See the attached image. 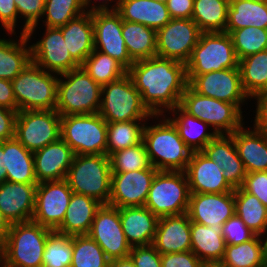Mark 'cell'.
Returning <instances> with one entry per match:
<instances>
[{
  "label": "cell",
  "instance_id": "41",
  "mask_svg": "<svg viewBox=\"0 0 267 267\" xmlns=\"http://www.w3.org/2000/svg\"><path fill=\"white\" fill-rule=\"evenodd\" d=\"M149 120H133L107 123L106 155L139 144L143 140V130Z\"/></svg>",
  "mask_w": 267,
  "mask_h": 267
},
{
  "label": "cell",
  "instance_id": "2",
  "mask_svg": "<svg viewBox=\"0 0 267 267\" xmlns=\"http://www.w3.org/2000/svg\"><path fill=\"white\" fill-rule=\"evenodd\" d=\"M153 118L159 123L146 122L142 140L151 165L158 171H185L193 151L165 115H154Z\"/></svg>",
  "mask_w": 267,
  "mask_h": 267
},
{
  "label": "cell",
  "instance_id": "20",
  "mask_svg": "<svg viewBox=\"0 0 267 267\" xmlns=\"http://www.w3.org/2000/svg\"><path fill=\"white\" fill-rule=\"evenodd\" d=\"M187 214L191 222L206 226L223 225L235 214L234 191L190 193Z\"/></svg>",
  "mask_w": 267,
  "mask_h": 267
},
{
  "label": "cell",
  "instance_id": "39",
  "mask_svg": "<svg viewBox=\"0 0 267 267\" xmlns=\"http://www.w3.org/2000/svg\"><path fill=\"white\" fill-rule=\"evenodd\" d=\"M228 7V0H194L191 19L202 32H225Z\"/></svg>",
  "mask_w": 267,
  "mask_h": 267
},
{
  "label": "cell",
  "instance_id": "65",
  "mask_svg": "<svg viewBox=\"0 0 267 267\" xmlns=\"http://www.w3.org/2000/svg\"><path fill=\"white\" fill-rule=\"evenodd\" d=\"M205 267H219L218 265H206Z\"/></svg>",
  "mask_w": 267,
  "mask_h": 267
},
{
  "label": "cell",
  "instance_id": "23",
  "mask_svg": "<svg viewBox=\"0 0 267 267\" xmlns=\"http://www.w3.org/2000/svg\"><path fill=\"white\" fill-rule=\"evenodd\" d=\"M36 187L37 184L8 181L0 184V210L10 224L32 220Z\"/></svg>",
  "mask_w": 267,
  "mask_h": 267
},
{
  "label": "cell",
  "instance_id": "10",
  "mask_svg": "<svg viewBox=\"0 0 267 267\" xmlns=\"http://www.w3.org/2000/svg\"><path fill=\"white\" fill-rule=\"evenodd\" d=\"M239 60L227 32H202L186 65L187 75L239 68Z\"/></svg>",
  "mask_w": 267,
  "mask_h": 267
},
{
  "label": "cell",
  "instance_id": "62",
  "mask_svg": "<svg viewBox=\"0 0 267 267\" xmlns=\"http://www.w3.org/2000/svg\"><path fill=\"white\" fill-rule=\"evenodd\" d=\"M262 239L266 242V246H267V225H266L265 232L262 234Z\"/></svg>",
  "mask_w": 267,
  "mask_h": 267
},
{
  "label": "cell",
  "instance_id": "28",
  "mask_svg": "<svg viewBox=\"0 0 267 267\" xmlns=\"http://www.w3.org/2000/svg\"><path fill=\"white\" fill-rule=\"evenodd\" d=\"M116 11L122 20L140 23L156 31L172 19L166 3L156 0H119Z\"/></svg>",
  "mask_w": 267,
  "mask_h": 267
},
{
  "label": "cell",
  "instance_id": "56",
  "mask_svg": "<svg viewBox=\"0 0 267 267\" xmlns=\"http://www.w3.org/2000/svg\"><path fill=\"white\" fill-rule=\"evenodd\" d=\"M253 101H256V109L255 112L253 111L255 113L253 124L267 134V91L257 96Z\"/></svg>",
  "mask_w": 267,
  "mask_h": 267
},
{
  "label": "cell",
  "instance_id": "34",
  "mask_svg": "<svg viewBox=\"0 0 267 267\" xmlns=\"http://www.w3.org/2000/svg\"><path fill=\"white\" fill-rule=\"evenodd\" d=\"M16 39L0 38V78L13 80L31 62V46L26 34ZM18 39V40H17Z\"/></svg>",
  "mask_w": 267,
  "mask_h": 267
},
{
  "label": "cell",
  "instance_id": "37",
  "mask_svg": "<svg viewBox=\"0 0 267 267\" xmlns=\"http://www.w3.org/2000/svg\"><path fill=\"white\" fill-rule=\"evenodd\" d=\"M245 27L267 29V2L229 1L228 21L225 31H234Z\"/></svg>",
  "mask_w": 267,
  "mask_h": 267
},
{
  "label": "cell",
  "instance_id": "44",
  "mask_svg": "<svg viewBox=\"0 0 267 267\" xmlns=\"http://www.w3.org/2000/svg\"><path fill=\"white\" fill-rule=\"evenodd\" d=\"M85 12L87 11L82 0H46L42 24L50 28H60Z\"/></svg>",
  "mask_w": 267,
  "mask_h": 267
},
{
  "label": "cell",
  "instance_id": "35",
  "mask_svg": "<svg viewBox=\"0 0 267 267\" xmlns=\"http://www.w3.org/2000/svg\"><path fill=\"white\" fill-rule=\"evenodd\" d=\"M219 267H267V246L261 235L238 244H226Z\"/></svg>",
  "mask_w": 267,
  "mask_h": 267
},
{
  "label": "cell",
  "instance_id": "6",
  "mask_svg": "<svg viewBox=\"0 0 267 267\" xmlns=\"http://www.w3.org/2000/svg\"><path fill=\"white\" fill-rule=\"evenodd\" d=\"M111 174L106 154L75 155L66 180L73 193L86 195L105 205L111 194Z\"/></svg>",
  "mask_w": 267,
  "mask_h": 267
},
{
  "label": "cell",
  "instance_id": "9",
  "mask_svg": "<svg viewBox=\"0 0 267 267\" xmlns=\"http://www.w3.org/2000/svg\"><path fill=\"white\" fill-rule=\"evenodd\" d=\"M180 106L190 115L206 122L217 135L232 134L244 123L243 112L235 104L207 97L189 85L182 95Z\"/></svg>",
  "mask_w": 267,
  "mask_h": 267
},
{
  "label": "cell",
  "instance_id": "36",
  "mask_svg": "<svg viewBox=\"0 0 267 267\" xmlns=\"http://www.w3.org/2000/svg\"><path fill=\"white\" fill-rule=\"evenodd\" d=\"M122 37L130 58L134 62L156 56L157 32L155 29L123 20Z\"/></svg>",
  "mask_w": 267,
  "mask_h": 267
},
{
  "label": "cell",
  "instance_id": "61",
  "mask_svg": "<svg viewBox=\"0 0 267 267\" xmlns=\"http://www.w3.org/2000/svg\"><path fill=\"white\" fill-rule=\"evenodd\" d=\"M7 178L6 168L3 165V147L0 142V184L5 182Z\"/></svg>",
  "mask_w": 267,
  "mask_h": 267
},
{
  "label": "cell",
  "instance_id": "15",
  "mask_svg": "<svg viewBox=\"0 0 267 267\" xmlns=\"http://www.w3.org/2000/svg\"><path fill=\"white\" fill-rule=\"evenodd\" d=\"M72 194L66 179L38 183L32 221L55 231L65 217Z\"/></svg>",
  "mask_w": 267,
  "mask_h": 267
},
{
  "label": "cell",
  "instance_id": "51",
  "mask_svg": "<svg viewBox=\"0 0 267 267\" xmlns=\"http://www.w3.org/2000/svg\"><path fill=\"white\" fill-rule=\"evenodd\" d=\"M129 256L135 267H162L161 254L152 244L133 246Z\"/></svg>",
  "mask_w": 267,
  "mask_h": 267
},
{
  "label": "cell",
  "instance_id": "26",
  "mask_svg": "<svg viewBox=\"0 0 267 267\" xmlns=\"http://www.w3.org/2000/svg\"><path fill=\"white\" fill-rule=\"evenodd\" d=\"M252 127L243 125L231 135L246 172L267 171V134Z\"/></svg>",
  "mask_w": 267,
  "mask_h": 267
},
{
  "label": "cell",
  "instance_id": "60",
  "mask_svg": "<svg viewBox=\"0 0 267 267\" xmlns=\"http://www.w3.org/2000/svg\"><path fill=\"white\" fill-rule=\"evenodd\" d=\"M10 225L11 224L9 223V221L3 216L0 210V244H2L5 238L7 237Z\"/></svg>",
  "mask_w": 267,
  "mask_h": 267
},
{
  "label": "cell",
  "instance_id": "43",
  "mask_svg": "<svg viewBox=\"0 0 267 267\" xmlns=\"http://www.w3.org/2000/svg\"><path fill=\"white\" fill-rule=\"evenodd\" d=\"M71 267H110V259L88 235H74Z\"/></svg>",
  "mask_w": 267,
  "mask_h": 267
},
{
  "label": "cell",
  "instance_id": "45",
  "mask_svg": "<svg viewBox=\"0 0 267 267\" xmlns=\"http://www.w3.org/2000/svg\"><path fill=\"white\" fill-rule=\"evenodd\" d=\"M225 32L231 37L238 60L267 49V29L245 27Z\"/></svg>",
  "mask_w": 267,
  "mask_h": 267
},
{
  "label": "cell",
  "instance_id": "58",
  "mask_svg": "<svg viewBox=\"0 0 267 267\" xmlns=\"http://www.w3.org/2000/svg\"><path fill=\"white\" fill-rule=\"evenodd\" d=\"M118 1L119 0H82V3L86 11L91 12L95 10H116Z\"/></svg>",
  "mask_w": 267,
  "mask_h": 267
},
{
  "label": "cell",
  "instance_id": "18",
  "mask_svg": "<svg viewBox=\"0 0 267 267\" xmlns=\"http://www.w3.org/2000/svg\"><path fill=\"white\" fill-rule=\"evenodd\" d=\"M157 172L153 166L144 170L112 172L108 205L117 208L144 206Z\"/></svg>",
  "mask_w": 267,
  "mask_h": 267
},
{
  "label": "cell",
  "instance_id": "29",
  "mask_svg": "<svg viewBox=\"0 0 267 267\" xmlns=\"http://www.w3.org/2000/svg\"><path fill=\"white\" fill-rule=\"evenodd\" d=\"M191 251L205 265H218L223 258L226 242L222 225L206 226L191 222Z\"/></svg>",
  "mask_w": 267,
  "mask_h": 267
},
{
  "label": "cell",
  "instance_id": "17",
  "mask_svg": "<svg viewBox=\"0 0 267 267\" xmlns=\"http://www.w3.org/2000/svg\"><path fill=\"white\" fill-rule=\"evenodd\" d=\"M94 27V50L109 55L127 70L134 61L130 58L122 37L123 20L116 10L91 11Z\"/></svg>",
  "mask_w": 267,
  "mask_h": 267
},
{
  "label": "cell",
  "instance_id": "21",
  "mask_svg": "<svg viewBox=\"0 0 267 267\" xmlns=\"http://www.w3.org/2000/svg\"><path fill=\"white\" fill-rule=\"evenodd\" d=\"M222 168L202 151L193 152L185 170L190 193H225L234 188L227 182Z\"/></svg>",
  "mask_w": 267,
  "mask_h": 267
},
{
  "label": "cell",
  "instance_id": "59",
  "mask_svg": "<svg viewBox=\"0 0 267 267\" xmlns=\"http://www.w3.org/2000/svg\"><path fill=\"white\" fill-rule=\"evenodd\" d=\"M110 267H135L130 256L110 260Z\"/></svg>",
  "mask_w": 267,
  "mask_h": 267
},
{
  "label": "cell",
  "instance_id": "4",
  "mask_svg": "<svg viewBox=\"0 0 267 267\" xmlns=\"http://www.w3.org/2000/svg\"><path fill=\"white\" fill-rule=\"evenodd\" d=\"M102 86L85 69L59 74L56 111L60 116L99 113Z\"/></svg>",
  "mask_w": 267,
  "mask_h": 267
},
{
  "label": "cell",
  "instance_id": "57",
  "mask_svg": "<svg viewBox=\"0 0 267 267\" xmlns=\"http://www.w3.org/2000/svg\"><path fill=\"white\" fill-rule=\"evenodd\" d=\"M0 106L17 111L11 80L0 78Z\"/></svg>",
  "mask_w": 267,
  "mask_h": 267
},
{
  "label": "cell",
  "instance_id": "7",
  "mask_svg": "<svg viewBox=\"0 0 267 267\" xmlns=\"http://www.w3.org/2000/svg\"><path fill=\"white\" fill-rule=\"evenodd\" d=\"M99 115L107 123L153 120L154 116L144 105L128 74L102 86Z\"/></svg>",
  "mask_w": 267,
  "mask_h": 267
},
{
  "label": "cell",
  "instance_id": "55",
  "mask_svg": "<svg viewBox=\"0 0 267 267\" xmlns=\"http://www.w3.org/2000/svg\"><path fill=\"white\" fill-rule=\"evenodd\" d=\"M166 6L172 19H191L194 0H167Z\"/></svg>",
  "mask_w": 267,
  "mask_h": 267
},
{
  "label": "cell",
  "instance_id": "66",
  "mask_svg": "<svg viewBox=\"0 0 267 267\" xmlns=\"http://www.w3.org/2000/svg\"><path fill=\"white\" fill-rule=\"evenodd\" d=\"M156 1L163 2V3L167 2V0H156Z\"/></svg>",
  "mask_w": 267,
  "mask_h": 267
},
{
  "label": "cell",
  "instance_id": "19",
  "mask_svg": "<svg viewBox=\"0 0 267 267\" xmlns=\"http://www.w3.org/2000/svg\"><path fill=\"white\" fill-rule=\"evenodd\" d=\"M39 41L30 43L31 61L47 72L62 74L80 67L70 55L62 31L45 26Z\"/></svg>",
  "mask_w": 267,
  "mask_h": 267
},
{
  "label": "cell",
  "instance_id": "31",
  "mask_svg": "<svg viewBox=\"0 0 267 267\" xmlns=\"http://www.w3.org/2000/svg\"><path fill=\"white\" fill-rule=\"evenodd\" d=\"M59 29L62 31L70 55L81 66L94 50L91 12H85Z\"/></svg>",
  "mask_w": 267,
  "mask_h": 267
},
{
  "label": "cell",
  "instance_id": "53",
  "mask_svg": "<svg viewBox=\"0 0 267 267\" xmlns=\"http://www.w3.org/2000/svg\"><path fill=\"white\" fill-rule=\"evenodd\" d=\"M18 21L20 22L14 0H0V24L9 37L16 36Z\"/></svg>",
  "mask_w": 267,
  "mask_h": 267
},
{
  "label": "cell",
  "instance_id": "22",
  "mask_svg": "<svg viewBox=\"0 0 267 267\" xmlns=\"http://www.w3.org/2000/svg\"><path fill=\"white\" fill-rule=\"evenodd\" d=\"M75 154L61 138L33 153L38 183L66 179Z\"/></svg>",
  "mask_w": 267,
  "mask_h": 267
},
{
  "label": "cell",
  "instance_id": "14",
  "mask_svg": "<svg viewBox=\"0 0 267 267\" xmlns=\"http://www.w3.org/2000/svg\"><path fill=\"white\" fill-rule=\"evenodd\" d=\"M156 56L186 64L202 31L192 19H171L157 31Z\"/></svg>",
  "mask_w": 267,
  "mask_h": 267
},
{
  "label": "cell",
  "instance_id": "64",
  "mask_svg": "<svg viewBox=\"0 0 267 267\" xmlns=\"http://www.w3.org/2000/svg\"><path fill=\"white\" fill-rule=\"evenodd\" d=\"M252 1H255V2H260V3L267 2V0H252Z\"/></svg>",
  "mask_w": 267,
  "mask_h": 267
},
{
  "label": "cell",
  "instance_id": "63",
  "mask_svg": "<svg viewBox=\"0 0 267 267\" xmlns=\"http://www.w3.org/2000/svg\"><path fill=\"white\" fill-rule=\"evenodd\" d=\"M0 267H2V246L0 244Z\"/></svg>",
  "mask_w": 267,
  "mask_h": 267
},
{
  "label": "cell",
  "instance_id": "38",
  "mask_svg": "<svg viewBox=\"0 0 267 267\" xmlns=\"http://www.w3.org/2000/svg\"><path fill=\"white\" fill-rule=\"evenodd\" d=\"M238 67L250 101L267 91V49L239 60Z\"/></svg>",
  "mask_w": 267,
  "mask_h": 267
},
{
  "label": "cell",
  "instance_id": "47",
  "mask_svg": "<svg viewBox=\"0 0 267 267\" xmlns=\"http://www.w3.org/2000/svg\"><path fill=\"white\" fill-rule=\"evenodd\" d=\"M109 159L112 172L144 170L152 166L143 141L112 153Z\"/></svg>",
  "mask_w": 267,
  "mask_h": 267
},
{
  "label": "cell",
  "instance_id": "32",
  "mask_svg": "<svg viewBox=\"0 0 267 267\" xmlns=\"http://www.w3.org/2000/svg\"><path fill=\"white\" fill-rule=\"evenodd\" d=\"M102 204L86 195L73 193L61 225L55 230L69 236L87 235Z\"/></svg>",
  "mask_w": 267,
  "mask_h": 267
},
{
  "label": "cell",
  "instance_id": "33",
  "mask_svg": "<svg viewBox=\"0 0 267 267\" xmlns=\"http://www.w3.org/2000/svg\"><path fill=\"white\" fill-rule=\"evenodd\" d=\"M3 165L8 182L38 184L34 172L33 153L27 150L15 137L2 141Z\"/></svg>",
  "mask_w": 267,
  "mask_h": 267
},
{
  "label": "cell",
  "instance_id": "27",
  "mask_svg": "<svg viewBox=\"0 0 267 267\" xmlns=\"http://www.w3.org/2000/svg\"><path fill=\"white\" fill-rule=\"evenodd\" d=\"M120 221L131 247L152 244L159 218L145 206L119 208Z\"/></svg>",
  "mask_w": 267,
  "mask_h": 267
},
{
  "label": "cell",
  "instance_id": "52",
  "mask_svg": "<svg viewBox=\"0 0 267 267\" xmlns=\"http://www.w3.org/2000/svg\"><path fill=\"white\" fill-rule=\"evenodd\" d=\"M162 267H205L194 252L169 253L161 255Z\"/></svg>",
  "mask_w": 267,
  "mask_h": 267
},
{
  "label": "cell",
  "instance_id": "3",
  "mask_svg": "<svg viewBox=\"0 0 267 267\" xmlns=\"http://www.w3.org/2000/svg\"><path fill=\"white\" fill-rule=\"evenodd\" d=\"M52 230L34 221L12 223L2 246V267H42Z\"/></svg>",
  "mask_w": 267,
  "mask_h": 267
},
{
  "label": "cell",
  "instance_id": "11",
  "mask_svg": "<svg viewBox=\"0 0 267 267\" xmlns=\"http://www.w3.org/2000/svg\"><path fill=\"white\" fill-rule=\"evenodd\" d=\"M60 132L75 155L106 154L107 122L99 113L61 116Z\"/></svg>",
  "mask_w": 267,
  "mask_h": 267
},
{
  "label": "cell",
  "instance_id": "16",
  "mask_svg": "<svg viewBox=\"0 0 267 267\" xmlns=\"http://www.w3.org/2000/svg\"><path fill=\"white\" fill-rule=\"evenodd\" d=\"M87 235L95 240L110 260L130 254L132 247L126 240L117 207L102 205L97 210Z\"/></svg>",
  "mask_w": 267,
  "mask_h": 267
},
{
  "label": "cell",
  "instance_id": "54",
  "mask_svg": "<svg viewBox=\"0 0 267 267\" xmlns=\"http://www.w3.org/2000/svg\"><path fill=\"white\" fill-rule=\"evenodd\" d=\"M17 111L0 106V142L15 137Z\"/></svg>",
  "mask_w": 267,
  "mask_h": 267
},
{
  "label": "cell",
  "instance_id": "24",
  "mask_svg": "<svg viewBox=\"0 0 267 267\" xmlns=\"http://www.w3.org/2000/svg\"><path fill=\"white\" fill-rule=\"evenodd\" d=\"M191 221L187 213L158 220L152 245L162 254L191 250Z\"/></svg>",
  "mask_w": 267,
  "mask_h": 267
},
{
  "label": "cell",
  "instance_id": "5",
  "mask_svg": "<svg viewBox=\"0 0 267 267\" xmlns=\"http://www.w3.org/2000/svg\"><path fill=\"white\" fill-rule=\"evenodd\" d=\"M59 74L47 72L31 61L12 80L17 112L56 110Z\"/></svg>",
  "mask_w": 267,
  "mask_h": 267
},
{
  "label": "cell",
  "instance_id": "1",
  "mask_svg": "<svg viewBox=\"0 0 267 267\" xmlns=\"http://www.w3.org/2000/svg\"><path fill=\"white\" fill-rule=\"evenodd\" d=\"M127 74L153 115H165L180 105L188 86L184 63L157 56L135 61Z\"/></svg>",
  "mask_w": 267,
  "mask_h": 267
},
{
  "label": "cell",
  "instance_id": "48",
  "mask_svg": "<svg viewBox=\"0 0 267 267\" xmlns=\"http://www.w3.org/2000/svg\"><path fill=\"white\" fill-rule=\"evenodd\" d=\"M17 11L18 19L23 20L21 34H26L28 40L33 41L31 38L36 34V28L40 24L45 8L44 0H14ZM35 32V33H34Z\"/></svg>",
  "mask_w": 267,
  "mask_h": 267
},
{
  "label": "cell",
  "instance_id": "25",
  "mask_svg": "<svg viewBox=\"0 0 267 267\" xmlns=\"http://www.w3.org/2000/svg\"><path fill=\"white\" fill-rule=\"evenodd\" d=\"M202 152L222 168L224 178L234 189L242 186L247 172L231 134L217 135Z\"/></svg>",
  "mask_w": 267,
  "mask_h": 267
},
{
  "label": "cell",
  "instance_id": "46",
  "mask_svg": "<svg viewBox=\"0 0 267 267\" xmlns=\"http://www.w3.org/2000/svg\"><path fill=\"white\" fill-rule=\"evenodd\" d=\"M72 236L51 231L43 254L42 267H71Z\"/></svg>",
  "mask_w": 267,
  "mask_h": 267
},
{
  "label": "cell",
  "instance_id": "30",
  "mask_svg": "<svg viewBox=\"0 0 267 267\" xmlns=\"http://www.w3.org/2000/svg\"><path fill=\"white\" fill-rule=\"evenodd\" d=\"M165 116L177 128L181 139L193 152L202 151L217 136L206 122L190 115L180 105L169 110Z\"/></svg>",
  "mask_w": 267,
  "mask_h": 267
},
{
  "label": "cell",
  "instance_id": "50",
  "mask_svg": "<svg viewBox=\"0 0 267 267\" xmlns=\"http://www.w3.org/2000/svg\"><path fill=\"white\" fill-rule=\"evenodd\" d=\"M241 188L267 207V171L247 173Z\"/></svg>",
  "mask_w": 267,
  "mask_h": 267
},
{
  "label": "cell",
  "instance_id": "49",
  "mask_svg": "<svg viewBox=\"0 0 267 267\" xmlns=\"http://www.w3.org/2000/svg\"><path fill=\"white\" fill-rule=\"evenodd\" d=\"M222 233L226 244L231 245L247 242L256 235L236 214L222 225Z\"/></svg>",
  "mask_w": 267,
  "mask_h": 267
},
{
  "label": "cell",
  "instance_id": "8",
  "mask_svg": "<svg viewBox=\"0 0 267 267\" xmlns=\"http://www.w3.org/2000/svg\"><path fill=\"white\" fill-rule=\"evenodd\" d=\"M190 190L185 171H158L144 204L158 218L187 213Z\"/></svg>",
  "mask_w": 267,
  "mask_h": 267
},
{
  "label": "cell",
  "instance_id": "40",
  "mask_svg": "<svg viewBox=\"0 0 267 267\" xmlns=\"http://www.w3.org/2000/svg\"><path fill=\"white\" fill-rule=\"evenodd\" d=\"M235 214L256 235L265 232L267 225V207L254 195L245 192L241 187L234 189Z\"/></svg>",
  "mask_w": 267,
  "mask_h": 267
},
{
  "label": "cell",
  "instance_id": "13",
  "mask_svg": "<svg viewBox=\"0 0 267 267\" xmlns=\"http://www.w3.org/2000/svg\"><path fill=\"white\" fill-rule=\"evenodd\" d=\"M188 85L198 94L235 104L241 111L248 105L239 68L212 71L201 75H187Z\"/></svg>",
  "mask_w": 267,
  "mask_h": 267
},
{
  "label": "cell",
  "instance_id": "42",
  "mask_svg": "<svg viewBox=\"0 0 267 267\" xmlns=\"http://www.w3.org/2000/svg\"><path fill=\"white\" fill-rule=\"evenodd\" d=\"M81 66L101 86L117 81L128 72L117 60L98 50H93Z\"/></svg>",
  "mask_w": 267,
  "mask_h": 267
},
{
  "label": "cell",
  "instance_id": "12",
  "mask_svg": "<svg viewBox=\"0 0 267 267\" xmlns=\"http://www.w3.org/2000/svg\"><path fill=\"white\" fill-rule=\"evenodd\" d=\"M61 116L56 110L18 111L15 138L34 153L61 138Z\"/></svg>",
  "mask_w": 267,
  "mask_h": 267
}]
</instances>
